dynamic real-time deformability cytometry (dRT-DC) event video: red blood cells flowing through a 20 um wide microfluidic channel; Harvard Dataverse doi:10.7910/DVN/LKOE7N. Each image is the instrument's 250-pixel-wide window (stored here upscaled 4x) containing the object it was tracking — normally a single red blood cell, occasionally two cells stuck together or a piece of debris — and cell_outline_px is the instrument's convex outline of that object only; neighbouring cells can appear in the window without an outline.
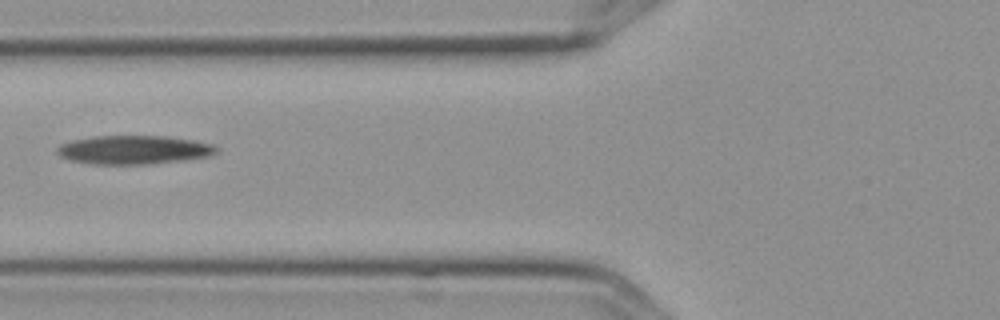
{"species": "Egyptian fruit bat (a non-hibernating species)", "species_latin": "Rousettus aegyptiacus", "temperature_condition": "cold", "stored_images_in_passage": 12, "segment_of_instrument_passage": [1, 2], "camera_frame_rate_fps": 3000, "um_per_image_px": 0.085, "frame": {"image": 1, "passage_image": 2, "time_ms": 0.333, "image_size_px": [1000, 320], "cell_outline_px": [[220, 148], [212, 156], [144, 164], [96, 164], [72, 160], [60, 156], [56, 152], [56, 148], [60, 144], [72, 140], [92, 136], [168, 136], [196, 140], [212, 144]], "centroid_in_image_um": [11.39, 12.72], "position_along_channel_um": 114.4, "area_um2": 26.59}}
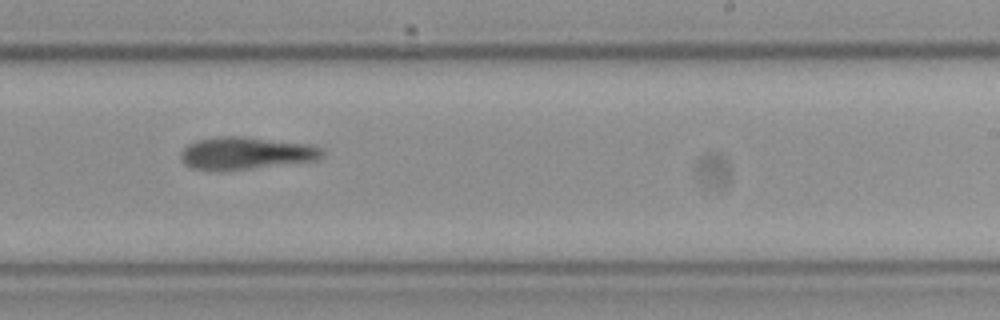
{"frame": {"image": 2, "passage_image": 6, "time_ms": 1.667, "image_size_px": [1000, 320], "cell_outline_px": [[324, 152], [316, 160], [220, 172], [192, 168], [184, 164], [180, 160], [180, 152], [188, 144], [196, 140], [220, 136], [244, 136], [312, 144], [324, 148]], "centroid_in_image_um": [20.86, 13.02], "position_along_channel_um": 268.1, "area_um2": 27.11}}
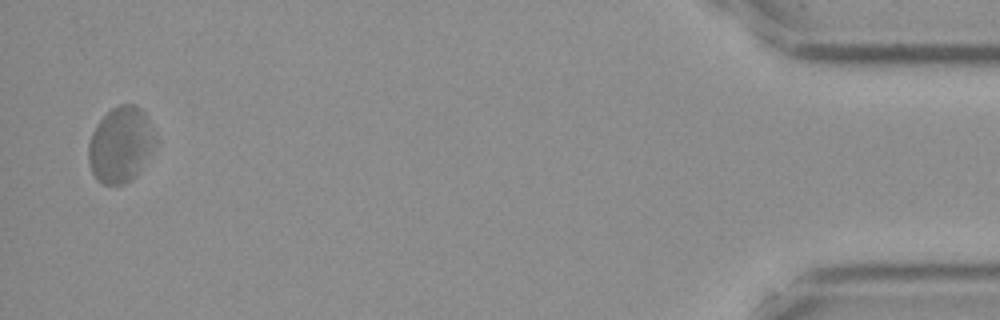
{"frame": {"image": 3, "passage_image": 11, "time_ms": 3.333, "image_size_px": [1000, 320], "cell_outline_px": [[156, 140], [136, 176], [124, 184], [104, 184], [92, 172], [88, 160], [88, 144], [92, 132], [96, 124], [112, 108], [120, 104], [136, 104], [144, 112]], "centroid_in_image_um": [10.21, 12.28], "position_along_channel_um": 425.0, "area_um2": 28.84}}